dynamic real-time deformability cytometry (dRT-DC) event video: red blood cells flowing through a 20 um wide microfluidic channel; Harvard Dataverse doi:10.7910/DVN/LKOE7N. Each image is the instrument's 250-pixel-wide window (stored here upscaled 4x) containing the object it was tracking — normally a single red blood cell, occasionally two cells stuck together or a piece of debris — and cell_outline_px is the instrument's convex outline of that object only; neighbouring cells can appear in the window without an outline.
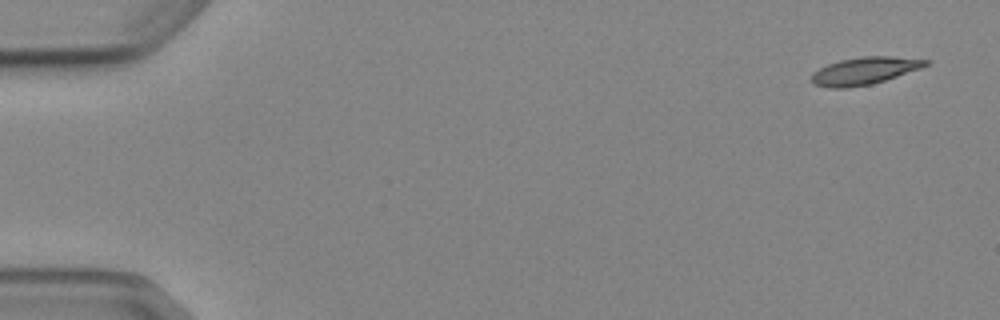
{"species": "Egyptian fruit bat (a non-hibernating species)", "species_latin": "Rousettus aegyptiacus", "temperature_condition": "cold", "stored_images_in_passage": 4, "camera_frame_rate_fps": 3000, "um_per_image_px": 0.085, "animal": {"sex": "female"}, "frame": {"image": 1, "passage_image": 1, "time_ms": 0.0, "image_size_px": [1000, 320], "cell_outline_px": [[932, 60], [928, 64], [920, 68], [872, 84], [848, 88], [828, 88], [812, 84], [812, 72], [828, 64], [840, 60], [860, 56], [892, 56]], "centroid_in_image_um": [73.45, 6.02], "position_along_channel_um": 11.5, "area_um2": 18.21}}